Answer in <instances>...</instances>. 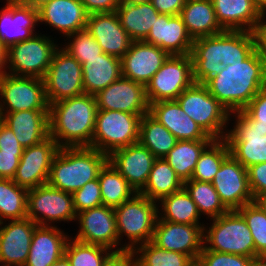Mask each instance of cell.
<instances>
[{
    "label": "cell",
    "instance_id": "obj_1",
    "mask_svg": "<svg viewBox=\"0 0 266 266\" xmlns=\"http://www.w3.org/2000/svg\"><path fill=\"white\" fill-rule=\"evenodd\" d=\"M205 85L226 111L239 112L266 86V63L254 51L244 61L222 69Z\"/></svg>",
    "mask_w": 266,
    "mask_h": 266
},
{
    "label": "cell",
    "instance_id": "obj_2",
    "mask_svg": "<svg viewBox=\"0 0 266 266\" xmlns=\"http://www.w3.org/2000/svg\"><path fill=\"white\" fill-rule=\"evenodd\" d=\"M97 105L94 95L82 94L49 105V135L62 147H90Z\"/></svg>",
    "mask_w": 266,
    "mask_h": 266
},
{
    "label": "cell",
    "instance_id": "obj_3",
    "mask_svg": "<svg viewBox=\"0 0 266 266\" xmlns=\"http://www.w3.org/2000/svg\"><path fill=\"white\" fill-rule=\"evenodd\" d=\"M108 155L91 147H62L50 168L48 184L73 194L87 182L98 178Z\"/></svg>",
    "mask_w": 266,
    "mask_h": 266
},
{
    "label": "cell",
    "instance_id": "obj_4",
    "mask_svg": "<svg viewBox=\"0 0 266 266\" xmlns=\"http://www.w3.org/2000/svg\"><path fill=\"white\" fill-rule=\"evenodd\" d=\"M156 203L136 193L130 200L114 208L118 239L121 241L124 234L130 240V243L128 241L123 245V250L133 251L135 246L152 240L160 210Z\"/></svg>",
    "mask_w": 266,
    "mask_h": 266
},
{
    "label": "cell",
    "instance_id": "obj_5",
    "mask_svg": "<svg viewBox=\"0 0 266 266\" xmlns=\"http://www.w3.org/2000/svg\"><path fill=\"white\" fill-rule=\"evenodd\" d=\"M186 113L208 136L225 139L224 127L231 114L209 92L205 84L194 82L176 99Z\"/></svg>",
    "mask_w": 266,
    "mask_h": 266
},
{
    "label": "cell",
    "instance_id": "obj_6",
    "mask_svg": "<svg viewBox=\"0 0 266 266\" xmlns=\"http://www.w3.org/2000/svg\"><path fill=\"white\" fill-rule=\"evenodd\" d=\"M211 220L213 223L209 230L204 228L203 243L207 244L204 245L207 250L255 258L252 234L237 210Z\"/></svg>",
    "mask_w": 266,
    "mask_h": 266
},
{
    "label": "cell",
    "instance_id": "obj_7",
    "mask_svg": "<svg viewBox=\"0 0 266 266\" xmlns=\"http://www.w3.org/2000/svg\"><path fill=\"white\" fill-rule=\"evenodd\" d=\"M143 115L113 110H98L91 148L107 154L139 142Z\"/></svg>",
    "mask_w": 266,
    "mask_h": 266
},
{
    "label": "cell",
    "instance_id": "obj_8",
    "mask_svg": "<svg viewBox=\"0 0 266 266\" xmlns=\"http://www.w3.org/2000/svg\"><path fill=\"white\" fill-rule=\"evenodd\" d=\"M58 49L54 40L45 35H34L9 46L6 49L5 69L14 76L37 77L43 79L51 64L53 54Z\"/></svg>",
    "mask_w": 266,
    "mask_h": 266
},
{
    "label": "cell",
    "instance_id": "obj_9",
    "mask_svg": "<svg viewBox=\"0 0 266 266\" xmlns=\"http://www.w3.org/2000/svg\"><path fill=\"white\" fill-rule=\"evenodd\" d=\"M59 47L43 81L48 105L84 94L82 65Z\"/></svg>",
    "mask_w": 266,
    "mask_h": 266
},
{
    "label": "cell",
    "instance_id": "obj_10",
    "mask_svg": "<svg viewBox=\"0 0 266 266\" xmlns=\"http://www.w3.org/2000/svg\"><path fill=\"white\" fill-rule=\"evenodd\" d=\"M193 83L190 54L169 55L145 87L147 101L151 104L159 101L176 100Z\"/></svg>",
    "mask_w": 266,
    "mask_h": 266
},
{
    "label": "cell",
    "instance_id": "obj_11",
    "mask_svg": "<svg viewBox=\"0 0 266 266\" xmlns=\"http://www.w3.org/2000/svg\"><path fill=\"white\" fill-rule=\"evenodd\" d=\"M76 215L72 194L48 183L28 190L27 218L38 226H50L54 221H75Z\"/></svg>",
    "mask_w": 266,
    "mask_h": 266
},
{
    "label": "cell",
    "instance_id": "obj_12",
    "mask_svg": "<svg viewBox=\"0 0 266 266\" xmlns=\"http://www.w3.org/2000/svg\"><path fill=\"white\" fill-rule=\"evenodd\" d=\"M234 114L236 125L225 136L230 154L246 169L266 162V126L255 125L242 110Z\"/></svg>",
    "mask_w": 266,
    "mask_h": 266
},
{
    "label": "cell",
    "instance_id": "obj_13",
    "mask_svg": "<svg viewBox=\"0 0 266 266\" xmlns=\"http://www.w3.org/2000/svg\"><path fill=\"white\" fill-rule=\"evenodd\" d=\"M0 96L3 99V103L0 102V113L49 110L41 78L14 76L5 71L0 82Z\"/></svg>",
    "mask_w": 266,
    "mask_h": 266
},
{
    "label": "cell",
    "instance_id": "obj_14",
    "mask_svg": "<svg viewBox=\"0 0 266 266\" xmlns=\"http://www.w3.org/2000/svg\"><path fill=\"white\" fill-rule=\"evenodd\" d=\"M59 149L51 136L36 145L24 148L12 180L28 190L46 184L52 161Z\"/></svg>",
    "mask_w": 266,
    "mask_h": 266
},
{
    "label": "cell",
    "instance_id": "obj_15",
    "mask_svg": "<svg viewBox=\"0 0 266 266\" xmlns=\"http://www.w3.org/2000/svg\"><path fill=\"white\" fill-rule=\"evenodd\" d=\"M203 225L168 222L158 216L151 242L161 249L188 255L198 261L203 249Z\"/></svg>",
    "mask_w": 266,
    "mask_h": 266
},
{
    "label": "cell",
    "instance_id": "obj_16",
    "mask_svg": "<svg viewBox=\"0 0 266 266\" xmlns=\"http://www.w3.org/2000/svg\"><path fill=\"white\" fill-rule=\"evenodd\" d=\"M211 183L229 211L238 210L255 201L249 186L247 169L231 154L222 162Z\"/></svg>",
    "mask_w": 266,
    "mask_h": 266
},
{
    "label": "cell",
    "instance_id": "obj_17",
    "mask_svg": "<svg viewBox=\"0 0 266 266\" xmlns=\"http://www.w3.org/2000/svg\"><path fill=\"white\" fill-rule=\"evenodd\" d=\"M80 228L74 239L100 245L110 249L113 252L123 251V247H114L120 245L116 229V217L114 208L101 205L91 208L76 215Z\"/></svg>",
    "mask_w": 266,
    "mask_h": 266
},
{
    "label": "cell",
    "instance_id": "obj_18",
    "mask_svg": "<svg viewBox=\"0 0 266 266\" xmlns=\"http://www.w3.org/2000/svg\"><path fill=\"white\" fill-rule=\"evenodd\" d=\"M98 110H113L136 115L149 113L145 86L121 76L95 95Z\"/></svg>",
    "mask_w": 266,
    "mask_h": 266
},
{
    "label": "cell",
    "instance_id": "obj_19",
    "mask_svg": "<svg viewBox=\"0 0 266 266\" xmlns=\"http://www.w3.org/2000/svg\"><path fill=\"white\" fill-rule=\"evenodd\" d=\"M168 56L160 47L144 41H132L121 58L122 76L146 87Z\"/></svg>",
    "mask_w": 266,
    "mask_h": 266
},
{
    "label": "cell",
    "instance_id": "obj_20",
    "mask_svg": "<svg viewBox=\"0 0 266 266\" xmlns=\"http://www.w3.org/2000/svg\"><path fill=\"white\" fill-rule=\"evenodd\" d=\"M156 157L139 142L113 151L108 161L139 193L146 185Z\"/></svg>",
    "mask_w": 266,
    "mask_h": 266
},
{
    "label": "cell",
    "instance_id": "obj_21",
    "mask_svg": "<svg viewBox=\"0 0 266 266\" xmlns=\"http://www.w3.org/2000/svg\"><path fill=\"white\" fill-rule=\"evenodd\" d=\"M2 227L0 222V264L24 266L32 243L33 232L38 226L30 218L10 220Z\"/></svg>",
    "mask_w": 266,
    "mask_h": 266
},
{
    "label": "cell",
    "instance_id": "obj_22",
    "mask_svg": "<svg viewBox=\"0 0 266 266\" xmlns=\"http://www.w3.org/2000/svg\"><path fill=\"white\" fill-rule=\"evenodd\" d=\"M86 30L101 46L104 53L120 59L129 50L132 42L121 26L116 11L89 14Z\"/></svg>",
    "mask_w": 266,
    "mask_h": 266
},
{
    "label": "cell",
    "instance_id": "obj_23",
    "mask_svg": "<svg viewBox=\"0 0 266 266\" xmlns=\"http://www.w3.org/2000/svg\"><path fill=\"white\" fill-rule=\"evenodd\" d=\"M143 41L160 47L169 55H189L194 40L180 15L160 14Z\"/></svg>",
    "mask_w": 266,
    "mask_h": 266
},
{
    "label": "cell",
    "instance_id": "obj_24",
    "mask_svg": "<svg viewBox=\"0 0 266 266\" xmlns=\"http://www.w3.org/2000/svg\"><path fill=\"white\" fill-rule=\"evenodd\" d=\"M0 11V42L7 49L34 36V26L39 22L38 9L6 0Z\"/></svg>",
    "mask_w": 266,
    "mask_h": 266
},
{
    "label": "cell",
    "instance_id": "obj_25",
    "mask_svg": "<svg viewBox=\"0 0 266 266\" xmlns=\"http://www.w3.org/2000/svg\"><path fill=\"white\" fill-rule=\"evenodd\" d=\"M149 114L161 123L177 140L213 141L180 107L176 100L149 104Z\"/></svg>",
    "mask_w": 266,
    "mask_h": 266
},
{
    "label": "cell",
    "instance_id": "obj_26",
    "mask_svg": "<svg viewBox=\"0 0 266 266\" xmlns=\"http://www.w3.org/2000/svg\"><path fill=\"white\" fill-rule=\"evenodd\" d=\"M88 13L79 0H50L38 8L39 22L69 36L86 29Z\"/></svg>",
    "mask_w": 266,
    "mask_h": 266
},
{
    "label": "cell",
    "instance_id": "obj_27",
    "mask_svg": "<svg viewBox=\"0 0 266 266\" xmlns=\"http://www.w3.org/2000/svg\"><path fill=\"white\" fill-rule=\"evenodd\" d=\"M23 148L36 145L49 137L48 110H26L0 113Z\"/></svg>",
    "mask_w": 266,
    "mask_h": 266
},
{
    "label": "cell",
    "instance_id": "obj_28",
    "mask_svg": "<svg viewBox=\"0 0 266 266\" xmlns=\"http://www.w3.org/2000/svg\"><path fill=\"white\" fill-rule=\"evenodd\" d=\"M190 56L194 82L205 84L227 67L221 63L222 33L194 39Z\"/></svg>",
    "mask_w": 266,
    "mask_h": 266
},
{
    "label": "cell",
    "instance_id": "obj_29",
    "mask_svg": "<svg viewBox=\"0 0 266 266\" xmlns=\"http://www.w3.org/2000/svg\"><path fill=\"white\" fill-rule=\"evenodd\" d=\"M68 237L56 226H37L24 266H51L65 255Z\"/></svg>",
    "mask_w": 266,
    "mask_h": 266
},
{
    "label": "cell",
    "instance_id": "obj_30",
    "mask_svg": "<svg viewBox=\"0 0 266 266\" xmlns=\"http://www.w3.org/2000/svg\"><path fill=\"white\" fill-rule=\"evenodd\" d=\"M217 20L224 30L252 31L261 19L254 0H211Z\"/></svg>",
    "mask_w": 266,
    "mask_h": 266
},
{
    "label": "cell",
    "instance_id": "obj_31",
    "mask_svg": "<svg viewBox=\"0 0 266 266\" xmlns=\"http://www.w3.org/2000/svg\"><path fill=\"white\" fill-rule=\"evenodd\" d=\"M85 94L95 95L122 76L121 59L106 53L82 64Z\"/></svg>",
    "mask_w": 266,
    "mask_h": 266
},
{
    "label": "cell",
    "instance_id": "obj_32",
    "mask_svg": "<svg viewBox=\"0 0 266 266\" xmlns=\"http://www.w3.org/2000/svg\"><path fill=\"white\" fill-rule=\"evenodd\" d=\"M180 16L193 40L225 31L217 20L211 0H186Z\"/></svg>",
    "mask_w": 266,
    "mask_h": 266
},
{
    "label": "cell",
    "instance_id": "obj_33",
    "mask_svg": "<svg viewBox=\"0 0 266 266\" xmlns=\"http://www.w3.org/2000/svg\"><path fill=\"white\" fill-rule=\"evenodd\" d=\"M116 13L132 41H143L160 15L151 2L136 5L119 3Z\"/></svg>",
    "mask_w": 266,
    "mask_h": 266
},
{
    "label": "cell",
    "instance_id": "obj_34",
    "mask_svg": "<svg viewBox=\"0 0 266 266\" xmlns=\"http://www.w3.org/2000/svg\"><path fill=\"white\" fill-rule=\"evenodd\" d=\"M183 188V181L176 175L165 158H156L145 187L139 194L158 202L165 196Z\"/></svg>",
    "mask_w": 266,
    "mask_h": 266
},
{
    "label": "cell",
    "instance_id": "obj_35",
    "mask_svg": "<svg viewBox=\"0 0 266 266\" xmlns=\"http://www.w3.org/2000/svg\"><path fill=\"white\" fill-rule=\"evenodd\" d=\"M177 141V138L149 113L141 117L139 143L156 158H165Z\"/></svg>",
    "mask_w": 266,
    "mask_h": 266
},
{
    "label": "cell",
    "instance_id": "obj_36",
    "mask_svg": "<svg viewBox=\"0 0 266 266\" xmlns=\"http://www.w3.org/2000/svg\"><path fill=\"white\" fill-rule=\"evenodd\" d=\"M98 181L102 204L107 207H119L123 202L130 200L136 194V191L128 184V181L109 161L100 170Z\"/></svg>",
    "mask_w": 266,
    "mask_h": 266
},
{
    "label": "cell",
    "instance_id": "obj_37",
    "mask_svg": "<svg viewBox=\"0 0 266 266\" xmlns=\"http://www.w3.org/2000/svg\"><path fill=\"white\" fill-rule=\"evenodd\" d=\"M211 142L178 140L165 159L176 175L185 182L191 179L201 153Z\"/></svg>",
    "mask_w": 266,
    "mask_h": 266
},
{
    "label": "cell",
    "instance_id": "obj_38",
    "mask_svg": "<svg viewBox=\"0 0 266 266\" xmlns=\"http://www.w3.org/2000/svg\"><path fill=\"white\" fill-rule=\"evenodd\" d=\"M161 210L163 215L159 213L161 220L174 223L201 225L199 220L201 215L198 212L197 206L187 191L182 188L161 200Z\"/></svg>",
    "mask_w": 266,
    "mask_h": 266
},
{
    "label": "cell",
    "instance_id": "obj_39",
    "mask_svg": "<svg viewBox=\"0 0 266 266\" xmlns=\"http://www.w3.org/2000/svg\"><path fill=\"white\" fill-rule=\"evenodd\" d=\"M27 193L12 179L0 178V222L27 218Z\"/></svg>",
    "mask_w": 266,
    "mask_h": 266
},
{
    "label": "cell",
    "instance_id": "obj_40",
    "mask_svg": "<svg viewBox=\"0 0 266 266\" xmlns=\"http://www.w3.org/2000/svg\"><path fill=\"white\" fill-rule=\"evenodd\" d=\"M183 188L195 202L200 215L204 213L214 219L229 211L221 202L212 183L190 179L183 182Z\"/></svg>",
    "mask_w": 266,
    "mask_h": 266
},
{
    "label": "cell",
    "instance_id": "obj_41",
    "mask_svg": "<svg viewBox=\"0 0 266 266\" xmlns=\"http://www.w3.org/2000/svg\"><path fill=\"white\" fill-rule=\"evenodd\" d=\"M229 155L230 150L227 141L214 139L201 153L191 179L211 183L222 162Z\"/></svg>",
    "mask_w": 266,
    "mask_h": 266
},
{
    "label": "cell",
    "instance_id": "obj_42",
    "mask_svg": "<svg viewBox=\"0 0 266 266\" xmlns=\"http://www.w3.org/2000/svg\"><path fill=\"white\" fill-rule=\"evenodd\" d=\"M133 253L139 255L135 266H190L194 262L186 254L161 249L151 241L135 247Z\"/></svg>",
    "mask_w": 266,
    "mask_h": 266
},
{
    "label": "cell",
    "instance_id": "obj_43",
    "mask_svg": "<svg viewBox=\"0 0 266 266\" xmlns=\"http://www.w3.org/2000/svg\"><path fill=\"white\" fill-rule=\"evenodd\" d=\"M255 51L254 37L251 31L222 32V61L225 66L242 62Z\"/></svg>",
    "mask_w": 266,
    "mask_h": 266
},
{
    "label": "cell",
    "instance_id": "obj_44",
    "mask_svg": "<svg viewBox=\"0 0 266 266\" xmlns=\"http://www.w3.org/2000/svg\"><path fill=\"white\" fill-rule=\"evenodd\" d=\"M237 211L243 216L252 234L255 258L266 257V210L258 201H254Z\"/></svg>",
    "mask_w": 266,
    "mask_h": 266
},
{
    "label": "cell",
    "instance_id": "obj_45",
    "mask_svg": "<svg viewBox=\"0 0 266 266\" xmlns=\"http://www.w3.org/2000/svg\"><path fill=\"white\" fill-rule=\"evenodd\" d=\"M69 241L65 248V256L71 266H102V263L113 252L100 245L84 243L76 239L72 241L69 239Z\"/></svg>",
    "mask_w": 266,
    "mask_h": 266
},
{
    "label": "cell",
    "instance_id": "obj_46",
    "mask_svg": "<svg viewBox=\"0 0 266 266\" xmlns=\"http://www.w3.org/2000/svg\"><path fill=\"white\" fill-rule=\"evenodd\" d=\"M68 37L73 40L63 49L76 58L81 65L86 62V59H93L103 53L101 46L86 29L67 36V39Z\"/></svg>",
    "mask_w": 266,
    "mask_h": 266
},
{
    "label": "cell",
    "instance_id": "obj_47",
    "mask_svg": "<svg viewBox=\"0 0 266 266\" xmlns=\"http://www.w3.org/2000/svg\"><path fill=\"white\" fill-rule=\"evenodd\" d=\"M75 212H79L99 207L102 204L100 184L98 178L87 182L72 194Z\"/></svg>",
    "mask_w": 266,
    "mask_h": 266
},
{
    "label": "cell",
    "instance_id": "obj_48",
    "mask_svg": "<svg viewBox=\"0 0 266 266\" xmlns=\"http://www.w3.org/2000/svg\"><path fill=\"white\" fill-rule=\"evenodd\" d=\"M254 258L207 250L204 246L198 258L200 266H251Z\"/></svg>",
    "mask_w": 266,
    "mask_h": 266
},
{
    "label": "cell",
    "instance_id": "obj_49",
    "mask_svg": "<svg viewBox=\"0 0 266 266\" xmlns=\"http://www.w3.org/2000/svg\"><path fill=\"white\" fill-rule=\"evenodd\" d=\"M255 125L266 126V86L242 110Z\"/></svg>",
    "mask_w": 266,
    "mask_h": 266
},
{
    "label": "cell",
    "instance_id": "obj_50",
    "mask_svg": "<svg viewBox=\"0 0 266 266\" xmlns=\"http://www.w3.org/2000/svg\"><path fill=\"white\" fill-rule=\"evenodd\" d=\"M249 186L255 201L266 194V162L247 168Z\"/></svg>",
    "mask_w": 266,
    "mask_h": 266
},
{
    "label": "cell",
    "instance_id": "obj_51",
    "mask_svg": "<svg viewBox=\"0 0 266 266\" xmlns=\"http://www.w3.org/2000/svg\"><path fill=\"white\" fill-rule=\"evenodd\" d=\"M22 154L0 151V178L13 179Z\"/></svg>",
    "mask_w": 266,
    "mask_h": 266
},
{
    "label": "cell",
    "instance_id": "obj_52",
    "mask_svg": "<svg viewBox=\"0 0 266 266\" xmlns=\"http://www.w3.org/2000/svg\"><path fill=\"white\" fill-rule=\"evenodd\" d=\"M24 148L20 145L13 131L2 122L0 125V151L23 153Z\"/></svg>",
    "mask_w": 266,
    "mask_h": 266
},
{
    "label": "cell",
    "instance_id": "obj_53",
    "mask_svg": "<svg viewBox=\"0 0 266 266\" xmlns=\"http://www.w3.org/2000/svg\"><path fill=\"white\" fill-rule=\"evenodd\" d=\"M266 14H262L259 22L251 31L254 37L255 51L266 63V21H264Z\"/></svg>",
    "mask_w": 266,
    "mask_h": 266
},
{
    "label": "cell",
    "instance_id": "obj_54",
    "mask_svg": "<svg viewBox=\"0 0 266 266\" xmlns=\"http://www.w3.org/2000/svg\"><path fill=\"white\" fill-rule=\"evenodd\" d=\"M88 14L115 12L119 6V0H79Z\"/></svg>",
    "mask_w": 266,
    "mask_h": 266
},
{
    "label": "cell",
    "instance_id": "obj_55",
    "mask_svg": "<svg viewBox=\"0 0 266 266\" xmlns=\"http://www.w3.org/2000/svg\"><path fill=\"white\" fill-rule=\"evenodd\" d=\"M102 266H135V255L132 250L112 252Z\"/></svg>",
    "mask_w": 266,
    "mask_h": 266
},
{
    "label": "cell",
    "instance_id": "obj_56",
    "mask_svg": "<svg viewBox=\"0 0 266 266\" xmlns=\"http://www.w3.org/2000/svg\"><path fill=\"white\" fill-rule=\"evenodd\" d=\"M186 0H151L153 7L160 14L180 15Z\"/></svg>",
    "mask_w": 266,
    "mask_h": 266
},
{
    "label": "cell",
    "instance_id": "obj_57",
    "mask_svg": "<svg viewBox=\"0 0 266 266\" xmlns=\"http://www.w3.org/2000/svg\"><path fill=\"white\" fill-rule=\"evenodd\" d=\"M18 3L24 4V5H28L32 8H40L44 3L50 1V0H14Z\"/></svg>",
    "mask_w": 266,
    "mask_h": 266
},
{
    "label": "cell",
    "instance_id": "obj_58",
    "mask_svg": "<svg viewBox=\"0 0 266 266\" xmlns=\"http://www.w3.org/2000/svg\"><path fill=\"white\" fill-rule=\"evenodd\" d=\"M254 4L261 14H266V0H254Z\"/></svg>",
    "mask_w": 266,
    "mask_h": 266
},
{
    "label": "cell",
    "instance_id": "obj_59",
    "mask_svg": "<svg viewBox=\"0 0 266 266\" xmlns=\"http://www.w3.org/2000/svg\"><path fill=\"white\" fill-rule=\"evenodd\" d=\"M51 266H71L69 263V260L64 255L60 259H58L56 262H54Z\"/></svg>",
    "mask_w": 266,
    "mask_h": 266
},
{
    "label": "cell",
    "instance_id": "obj_60",
    "mask_svg": "<svg viewBox=\"0 0 266 266\" xmlns=\"http://www.w3.org/2000/svg\"><path fill=\"white\" fill-rule=\"evenodd\" d=\"M251 266H266V257H256L251 262Z\"/></svg>",
    "mask_w": 266,
    "mask_h": 266
},
{
    "label": "cell",
    "instance_id": "obj_61",
    "mask_svg": "<svg viewBox=\"0 0 266 266\" xmlns=\"http://www.w3.org/2000/svg\"><path fill=\"white\" fill-rule=\"evenodd\" d=\"M148 2H151V0H119V3L130 4V5L142 4Z\"/></svg>",
    "mask_w": 266,
    "mask_h": 266
},
{
    "label": "cell",
    "instance_id": "obj_62",
    "mask_svg": "<svg viewBox=\"0 0 266 266\" xmlns=\"http://www.w3.org/2000/svg\"><path fill=\"white\" fill-rule=\"evenodd\" d=\"M0 64H6V48L0 42Z\"/></svg>",
    "mask_w": 266,
    "mask_h": 266
},
{
    "label": "cell",
    "instance_id": "obj_63",
    "mask_svg": "<svg viewBox=\"0 0 266 266\" xmlns=\"http://www.w3.org/2000/svg\"><path fill=\"white\" fill-rule=\"evenodd\" d=\"M262 206L263 208L266 210V194H264L262 197H260L257 200Z\"/></svg>",
    "mask_w": 266,
    "mask_h": 266
},
{
    "label": "cell",
    "instance_id": "obj_64",
    "mask_svg": "<svg viewBox=\"0 0 266 266\" xmlns=\"http://www.w3.org/2000/svg\"><path fill=\"white\" fill-rule=\"evenodd\" d=\"M5 66L6 64H0V82H1V79H2V76L3 74L5 73ZM4 70V71H3Z\"/></svg>",
    "mask_w": 266,
    "mask_h": 266
},
{
    "label": "cell",
    "instance_id": "obj_65",
    "mask_svg": "<svg viewBox=\"0 0 266 266\" xmlns=\"http://www.w3.org/2000/svg\"><path fill=\"white\" fill-rule=\"evenodd\" d=\"M191 266H200V265H198L197 262H193V263L191 264Z\"/></svg>",
    "mask_w": 266,
    "mask_h": 266
},
{
    "label": "cell",
    "instance_id": "obj_66",
    "mask_svg": "<svg viewBox=\"0 0 266 266\" xmlns=\"http://www.w3.org/2000/svg\"><path fill=\"white\" fill-rule=\"evenodd\" d=\"M2 122H3V119H2V117L0 116V125H1Z\"/></svg>",
    "mask_w": 266,
    "mask_h": 266
}]
</instances>
